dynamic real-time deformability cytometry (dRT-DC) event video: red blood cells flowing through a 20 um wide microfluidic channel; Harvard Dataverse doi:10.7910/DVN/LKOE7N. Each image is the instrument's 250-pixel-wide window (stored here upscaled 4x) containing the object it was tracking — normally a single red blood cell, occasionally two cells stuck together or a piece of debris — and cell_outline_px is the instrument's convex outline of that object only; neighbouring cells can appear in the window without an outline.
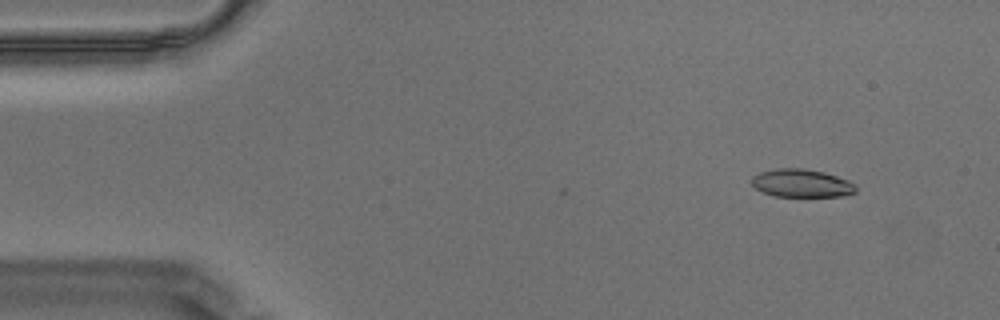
{"species": "Egyptian fruit bat (a non-hibernating species)", "species_latin": "Rousettus aegyptiacus", "temperature_condition": "warm", "stored_images_in_passage": 11, "camera_frame_rate_fps": 3000, "um_per_image_px": 0.085, "animal": {"sex": "male"}, "frame": {"image": 1, "passage_image": 1, "time_ms": 0.0, "image_size_px": [1000, 320], "cell_outline_px": [[856, 192], [840, 196], [776, 196], [764, 192], [756, 188], [752, 184], [752, 176], [760, 172], [780, 168], [804, 168], [824, 172], [848, 180], [856, 184]], "centroid_in_image_um": [68.15, 15.56], "position_along_channel_um": 16.8, "area_um2": 16.88}}